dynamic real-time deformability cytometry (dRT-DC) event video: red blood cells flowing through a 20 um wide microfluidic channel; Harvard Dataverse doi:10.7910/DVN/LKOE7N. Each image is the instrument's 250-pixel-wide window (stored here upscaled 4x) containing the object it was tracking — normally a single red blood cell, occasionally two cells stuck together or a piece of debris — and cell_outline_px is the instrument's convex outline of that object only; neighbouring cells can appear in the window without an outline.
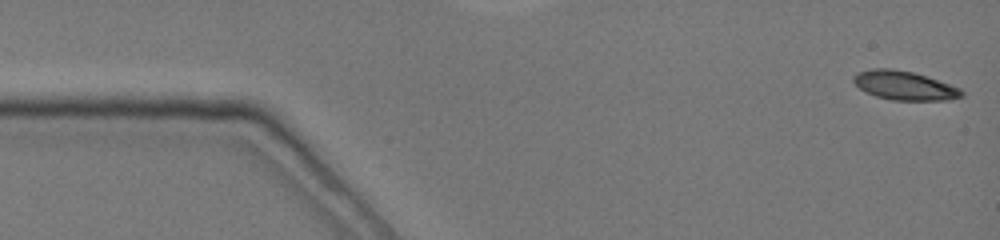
{"species": "common noctule bat (a hibernating species)", "species_latin": "Nyctalus noctula", "temperature_condition": "cold", "stored_images_in_passage": 13, "camera_frame_rate_fps": 3000, "um_per_image_px": 0.085, "animal": {"sex": "female", "body_mass_g": 19.0, "forearm_length_mm": 51.5}, "frame": {"image": 1, "passage_image": 1, "time_ms": 0.0, "image_size_px": [1000, 240], "cell_outline_px": [[964, 96], [948, 100], [892, 100], [876, 96], [860, 88], [852, 80], [852, 76], [856, 72], [872, 68], [888, 68], [912, 72], [928, 76], [960, 88], [964, 92]], "centroid_in_image_um": [76.88, 7.26], "position_along_channel_um": 8.1, "area_um2": 18.26}}
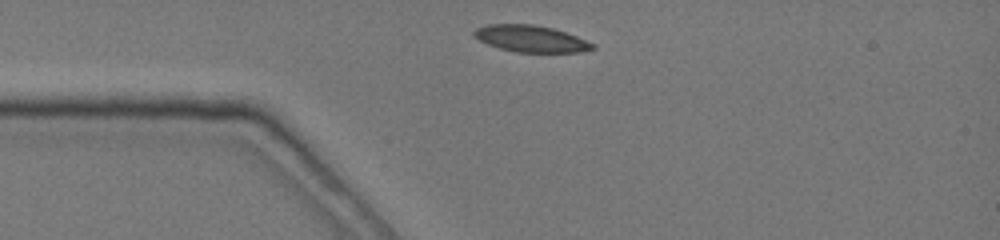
{"frame": {"image": 2, "passage_image": 11, "time_ms": 3.333, "image_size_px": [1000, 240], "cell_outline_px": [[596, 48], [580, 52], [516, 52], [500, 48], [488, 44], [480, 40], [472, 32], [476, 28], [488, 24], [532, 24], [552, 28], [576, 36], [596, 44]], "centroid_in_image_um": [45.15, 3.29], "position_along_channel_um": 39.9, "area_um2": 18.26}}